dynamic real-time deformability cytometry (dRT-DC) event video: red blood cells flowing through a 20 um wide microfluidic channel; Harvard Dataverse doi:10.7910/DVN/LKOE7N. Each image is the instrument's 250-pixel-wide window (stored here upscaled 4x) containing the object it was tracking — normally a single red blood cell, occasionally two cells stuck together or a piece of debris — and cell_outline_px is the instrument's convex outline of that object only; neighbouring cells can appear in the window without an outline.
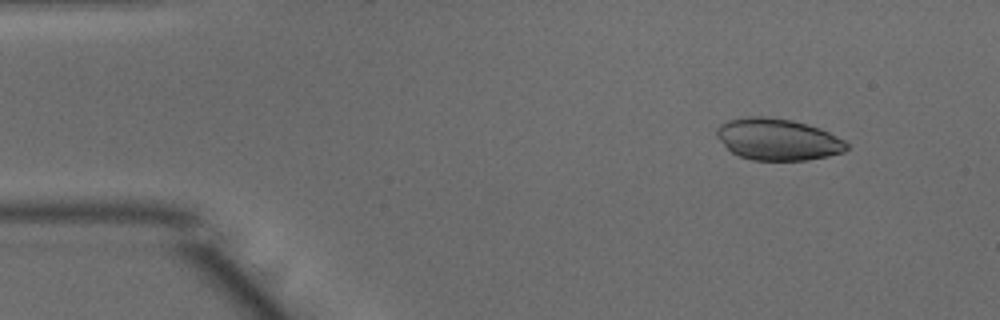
{"species": "common noctule bat (a hibernating species)", "species_latin": "Nyctalus noctula", "temperature_condition": "warm", "stored_images_in_passage": 26, "camera_frame_rate_fps": 3000, "um_per_image_px": 0.085, "animal": {"sex": "male", "body_mass_g": 15.6}, "frame": {"image": 1, "passage_image": 1, "time_ms": 0.0, "image_size_px": [1000, 320], "cell_outline_px": [[848, 148], [844, 152], [828, 156], [808, 160], [752, 160], [740, 156], [732, 152], [716, 136], [716, 128], [720, 124], [728, 120], [744, 116], [764, 116], [792, 120], [820, 128], [844, 140], [848, 144]], "centroid_in_image_um": [66.1, 11.84], "position_along_channel_um": 18.9, "area_um2": 31.56}}
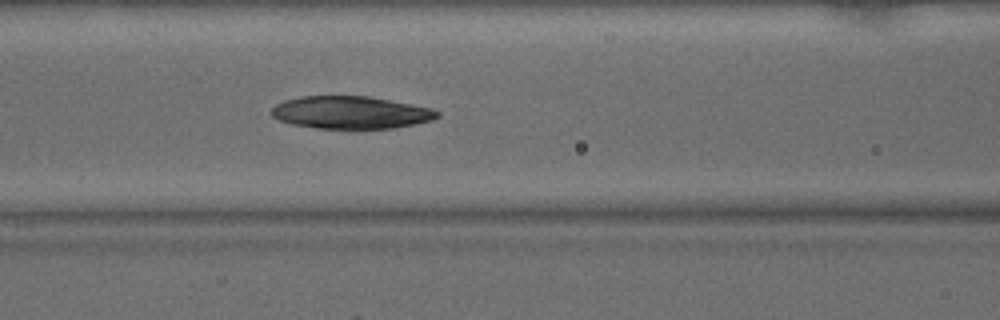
{"frame": {"image": 2, "passage_image": 16, "time_ms": 5.0, "image_size_px": [1000, 320], "cell_outline_px": [[440, 116], [432, 120], [416, 124], [392, 128], [316, 128], [292, 124], [280, 120], [272, 116], [272, 108], [276, 104], [284, 100], [300, 96], [368, 96], [432, 108], [440, 112]], "centroid_in_image_um": [29.82, 9.56], "position_along_channel_um": 136.8, "area_um2": 31.33}}
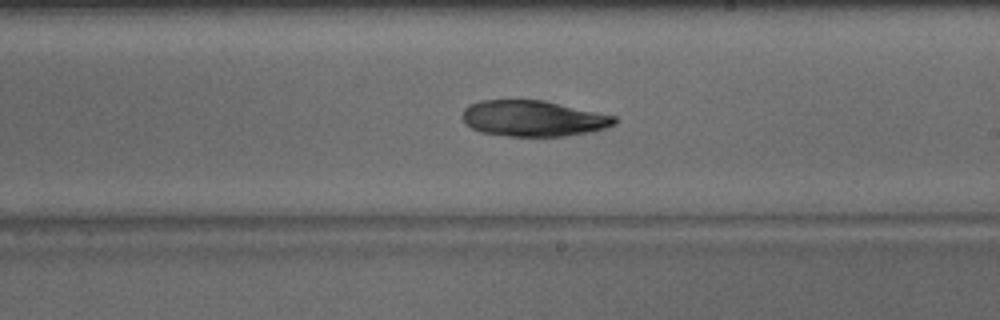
{"frame": {"image": 3, "passage_image": 24, "time_ms": 7.667, "image_size_px": [1000, 320], "cell_outline_px": [[616, 124], [608, 128], [588, 132], [564, 136], [508, 136], [480, 132], [472, 128], [464, 120], [464, 108], [468, 104], [480, 100], [544, 100], [616, 116]], "centroid_in_image_um": [45.35, 10.06], "position_along_channel_um": 243.6, "area_um2": 31.79}}